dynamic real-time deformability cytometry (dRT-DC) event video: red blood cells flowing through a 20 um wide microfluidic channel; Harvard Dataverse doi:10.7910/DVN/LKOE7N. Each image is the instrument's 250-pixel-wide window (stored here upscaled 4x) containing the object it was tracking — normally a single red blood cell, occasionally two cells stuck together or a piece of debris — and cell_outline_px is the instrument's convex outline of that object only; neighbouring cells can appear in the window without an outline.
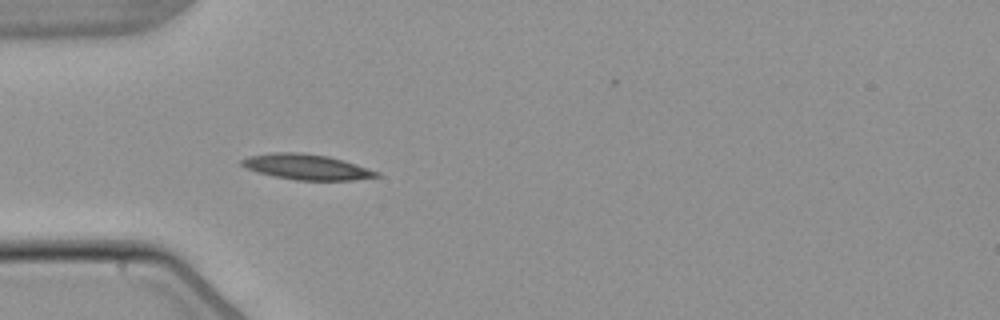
{"species": "common noctule bat (a hibernating species)", "species_latin": "Nyctalus noctula", "temperature_condition": "warm", "stored_images_in_passage": 3, "camera_frame_rate_fps": 3000, "um_per_image_px": 0.085, "animal": {"sex": "male", "body_mass_g": 21.5, "forearm_length_mm": 52.0}, "frame": {"image": 1, "passage_image": 3, "time_ms": 3.333, "image_size_px": [1000, 320], "cell_outline_px": [[380, 176], [352, 180], [296, 180], [276, 176], [260, 172], [248, 168], [240, 164], [240, 160], [248, 156], [272, 152], [296, 152], [328, 156], [356, 164], [380, 172]], "centroid_in_image_um": [26.07, 14.18], "position_along_channel_um": 58.9, "area_um2": 19.71}}